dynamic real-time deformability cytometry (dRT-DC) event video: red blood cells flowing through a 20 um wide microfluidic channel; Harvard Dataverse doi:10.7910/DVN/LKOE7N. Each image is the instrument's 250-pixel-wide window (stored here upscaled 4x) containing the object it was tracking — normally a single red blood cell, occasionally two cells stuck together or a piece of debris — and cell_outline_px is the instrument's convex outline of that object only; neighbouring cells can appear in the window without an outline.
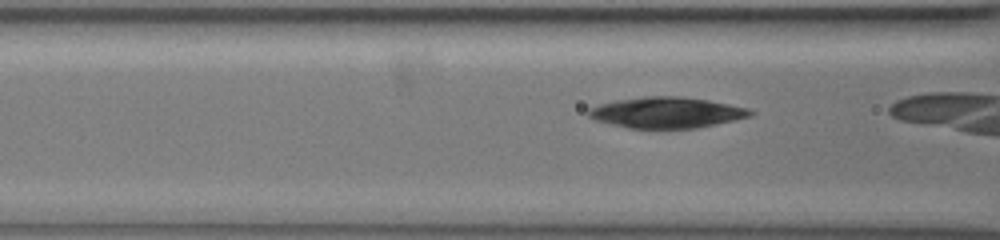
{"species": "common noctule bat (a hibernating species)", "species_latin": "Nyctalus noctula", "temperature_condition": "warm", "stored_images_in_passage": 27, "camera_frame_rate_fps": 3000, "um_per_image_px": 0.085, "animal": {"sex": "female", "body_mass_g": 19.5, "forearm_length_mm": 54.1}, "frame": {"image": 1, "passage_image": 3, "time_ms": 0.667, "image_size_px": [1000, 240], "cell_outline_px": [[752, 112], [748, 116], [732, 120], [696, 128], [628, 128], [596, 120], [588, 116], [588, 108], [600, 104], [616, 100], [644, 96], [680, 96], [708, 100], [748, 108]], "centroid_in_image_um": [56.59, 9.56], "position_along_channel_um": 110.0, "area_um2": 28.73}}
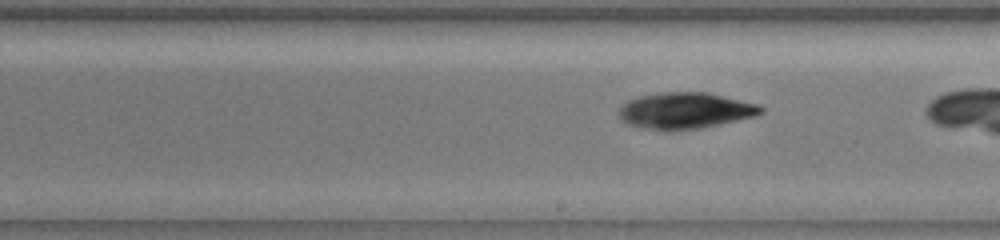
{"frame": {"image": 2, "passage_image": 14, "time_ms": 4.333, "image_size_px": [1000, 240], "cell_outline_px": [[764, 108], [760, 112], [752, 116], [716, 124], [696, 128], [668, 132], [664, 132], [640, 128], [628, 124], [620, 116], [620, 108], [628, 100], [636, 96], [656, 92], [708, 92], [756, 104]], "centroid_in_image_um": [58.14, 9.4], "position_along_channel_um": 230.9, "area_um2": 29.77}}
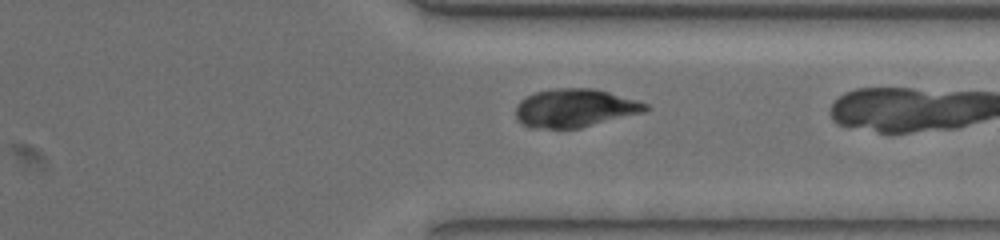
{"frame": {"image": 3, "passage_image": 26, "time_ms": 8.333, "image_size_px": [1000, 240], "cell_outline_px": [[652, 108], [644, 112], [580, 128], [532, 128], [524, 124], [516, 116], [516, 108], [520, 100], [536, 92], [552, 88], [596, 88], [636, 100], [648, 104]], "centroid_in_image_um": [48.9, 9.18], "position_along_channel_um": 362.5, "area_um2": 28.9}}